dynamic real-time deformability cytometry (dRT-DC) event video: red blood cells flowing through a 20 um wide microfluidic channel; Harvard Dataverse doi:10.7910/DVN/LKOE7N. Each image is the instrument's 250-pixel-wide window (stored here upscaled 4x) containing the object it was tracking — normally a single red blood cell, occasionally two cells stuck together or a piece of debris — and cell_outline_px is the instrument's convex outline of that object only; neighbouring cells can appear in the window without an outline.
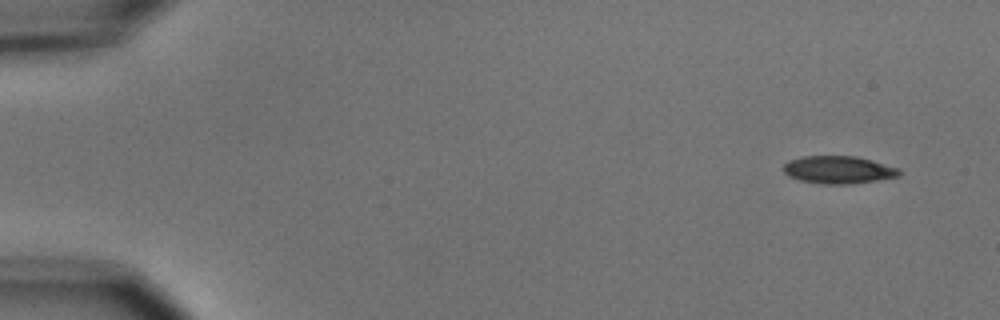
{"species": "common noctule bat (a hibernating species)", "species_latin": "Nyctalus noctula", "temperature_condition": "cold", "stored_images_in_passage": 5, "camera_frame_rate_fps": 3000, "um_per_image_px": 0.085, "animal": {"sex": "male", "body_mass_g": 15.6}, "frame": {"image": 1, "passage_image": 1, "time_ms": 0.0, "image_size_px": [1000, 320], "cell_outline_px": [[900, 176], [852, 184], [824, 184], [800, 180], [788, 176], [784, 172], [784, 164], [788, 160], [804, 156], [856, 156], [872, 160], [900, 168]], "centroid_in_image_um": [71.28, 14.43], "position_along_channel_um": 13.7, "area_um2": 18.67}}
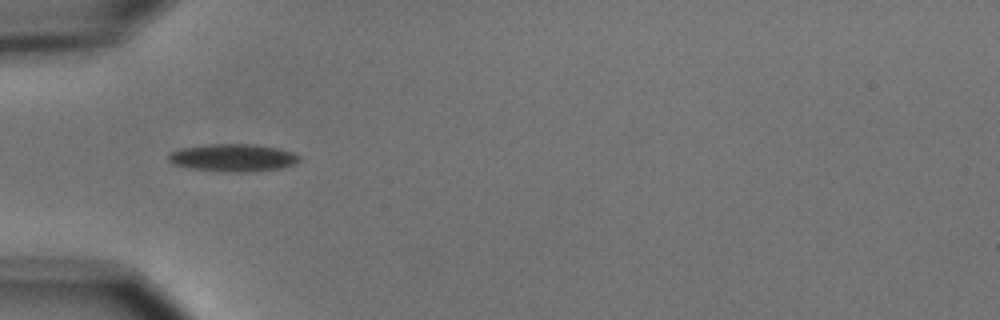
{"frame": {"image": 2, "passage_image": 5, "time_ms": 4.667, "image_size_px": [1000, 320], "cell_outline_px": [[304, 156], [296, 164], [280, 168], [244, 172], [228, 172], [192, 168], [176, 164], [168, 160], [168, 152], [180, 148], [208, 144], [256, 144], [280, 148]], "centroid_in_image_um": [19.86, 13.39], "position_along_channel_um": 65.1, "area_um2": 21.15}}